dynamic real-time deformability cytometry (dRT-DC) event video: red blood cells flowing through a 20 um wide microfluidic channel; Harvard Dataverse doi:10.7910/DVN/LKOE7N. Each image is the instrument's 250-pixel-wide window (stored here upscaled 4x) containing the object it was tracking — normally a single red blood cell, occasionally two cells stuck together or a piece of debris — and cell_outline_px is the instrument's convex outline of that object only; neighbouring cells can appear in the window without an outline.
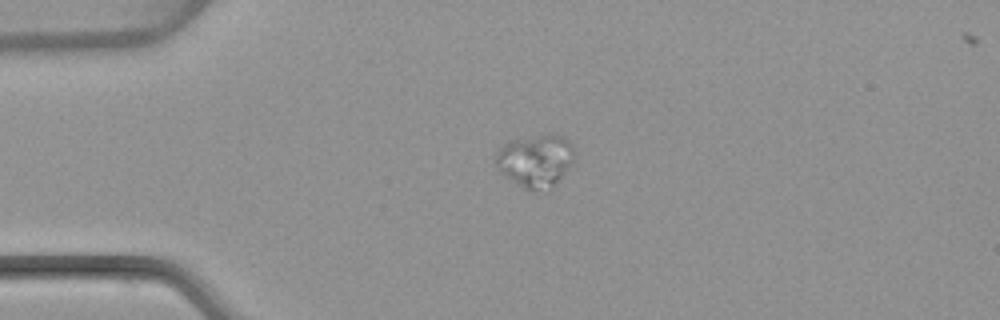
{"species": "common noctule bat (a hibernating species)", "species_latin": "Nyctalus noctula", "temperature_condition": "warm", "stored_images_in_passage": 41, "camera_frame_rate_fps": 3000, "um_per_image_px": 0.085, "animal": {"sex": "female", "body_mass_g": 22.7, "forearm_length_mm": 54.2}, "frame": {"image": 1, "passage_image": 1, "time_ms": 0.0, "image_size_px": [1000, 320], "cell_outline_px": [[572, 160], [564, 172], [552, 188], [536, 192], [528, 192], [500, 172], [496, 168], [496, 152], [508, 140], [544, 132], [564, 136], [572, 144]], "centroid_in_image_um": [45.47, 13.63], "position_along_channel_um": 39.5, "area_um2": 24.51}}
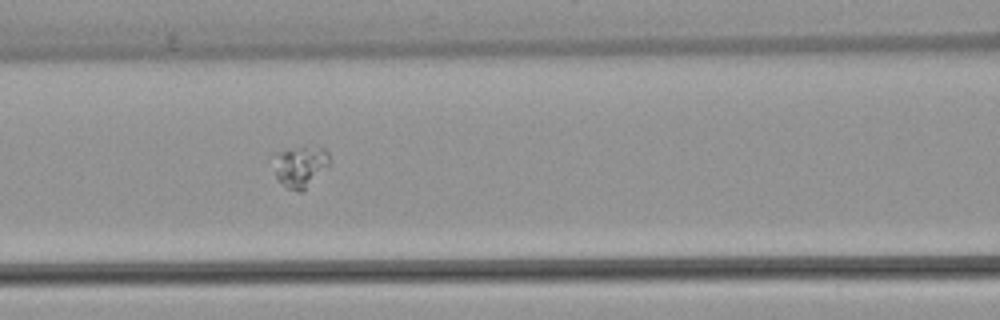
{"frame": {"image": 2, "passage_image": 11, "time_ms": 3.333, "image_size_px": [1000, 320], "cell_outline_px": [[332, 164], [300, 192], [288, 188], [276, 176], [268, 156], [272, 152], [300, 148], [324, 148], [328, 152], [332, 160]], "centroid_in_image_um": [25.48, 14.11], "position_along_channel_um": 141.1, "area_um2": 13.7}}
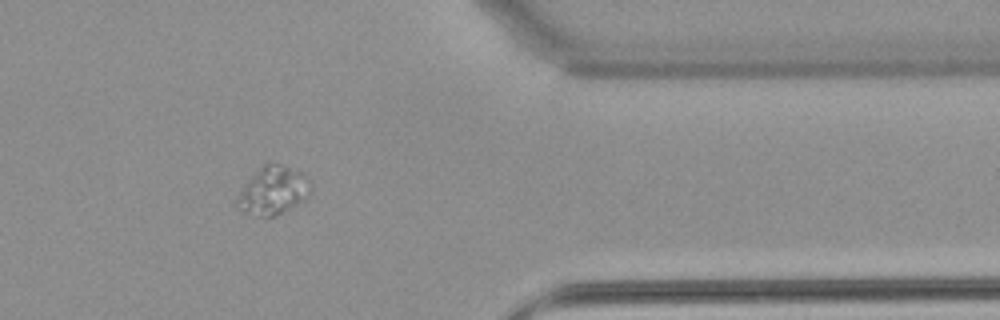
{"frame": {"image": 3, "passage_image": 31, "time_ms": 10.0, "image_size_px": [1000, 320], "cell_outline_px": [[312, 192], [308, 196], [296, 204], [276, 216], [260, 216], [244, 212], [236, 204], [236, 200], [240, 192], [248, 180], [264, 164], [280, 164], [300, 172], [304, 176], [312, 188]], "centroid_in_image_um": [23.21, 16.21], "position_along_channel_um": 388.2, "area_um2": 19.94}}